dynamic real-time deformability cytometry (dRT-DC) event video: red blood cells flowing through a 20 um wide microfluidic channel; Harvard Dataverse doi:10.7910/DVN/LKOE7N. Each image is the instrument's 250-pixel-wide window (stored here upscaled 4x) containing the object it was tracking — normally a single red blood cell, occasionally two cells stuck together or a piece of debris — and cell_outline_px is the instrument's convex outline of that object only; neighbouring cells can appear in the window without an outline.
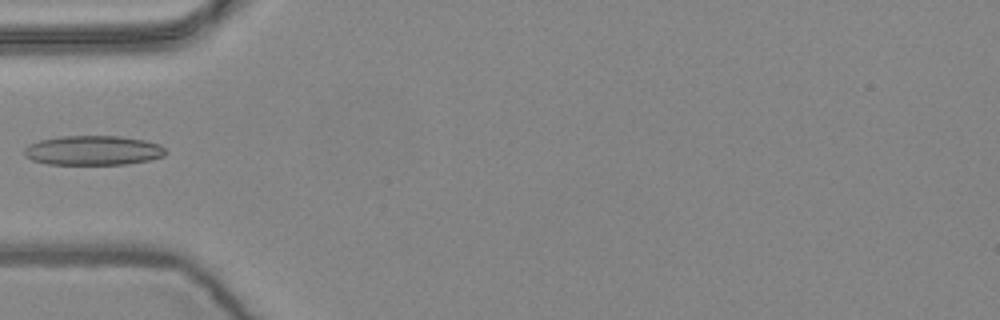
{"species": "common noctule bat (a hibernating species)", "species_latin": "Nyctalus noctula", "temperature_condition": "warm", "stored_images_in_passage": 7, "camera_frame_rate_fps": 3000, "um_per_image_px": 0.085, "animal": {"sex": "female", "body_mass_g": 24.6, "forearm_length_mm": 56.2}, "frame": {"image": 1, "passage_image": 6, "time_ms": 1.667, "image_size_px": [1000, 320], "cell_outline_px": [[168, 152], [164, 156], [148, 160], [124, 164], [48, 164], [32, 160], [24, 152], [24, 148], [28, 144], [40, 140], [60, 136], [120, 136], [144, 140], [160, 144]], "centroid_in_image_um": [7.93, 12.78], "position_along_channel_um": 77.1, "area_um2": 24.28}}
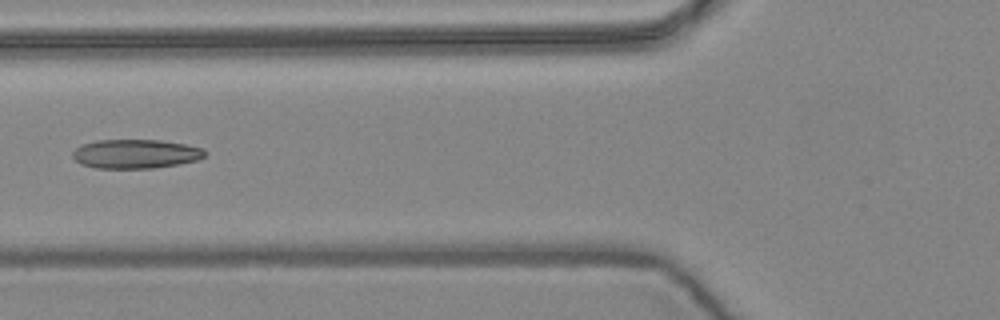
{"frame": {"image": 2, "passage_image": 7, "time_ms": 2.0, "image_size_px": [1000, 320], "cell_outline_px": [[208, 152], [204, 156], [196, 160], [180, 164], [152, 168], [96, 168], [80, 164], [72, 156], [72, 152], [80, 144], [96, 140], [160, 140], [184, 144], [200, 148]], "centroid_in_image_um": [11.49, 13.08], "position_along_channel_um": 114.3, "area_um2": 22.43}}